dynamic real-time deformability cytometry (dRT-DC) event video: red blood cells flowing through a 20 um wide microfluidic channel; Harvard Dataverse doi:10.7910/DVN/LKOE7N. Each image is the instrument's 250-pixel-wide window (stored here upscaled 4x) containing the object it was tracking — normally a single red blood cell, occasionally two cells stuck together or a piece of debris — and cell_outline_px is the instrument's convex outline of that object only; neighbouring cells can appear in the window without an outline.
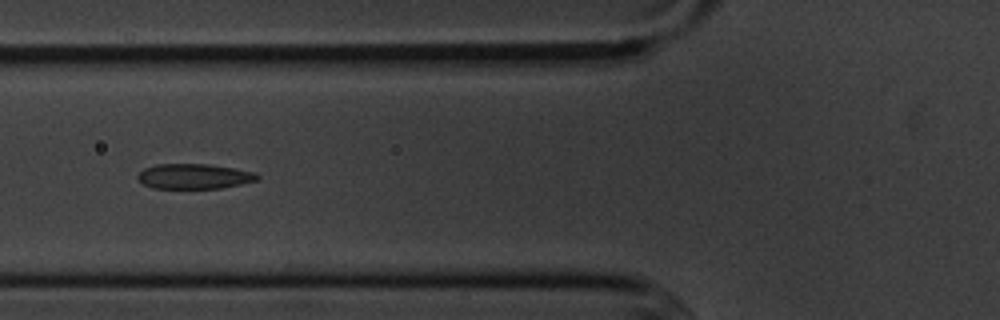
{"species": "common noctule bat (a hibernating species)", "species_latin": "Nyctalus noctula", "temperature_condition": "cold", "stored_images_in_passage": 6, "camera_frame_rate_fps": 3000, "um_per_image_px": 0.085, "animal": {"sex": "male", "body_mass_g": 20.1, "forearm_length_mm": 53.5}, "frame": {"image": 1, "passage_image": 5, "time_ms": 4.667, "image_size_px": [1000, 320], "cell_outline_px": [[260, 176], [256, 180], [240, 184], [220, 188], [152, 188], [144, 184], [136, 176], [144, 168], [156, 164], [208, 164], [256, 172]], "centroid_in_image_um": [16.49, 14.98], "position_along_channel_um": 109.3, "area_um2": 17.34}}
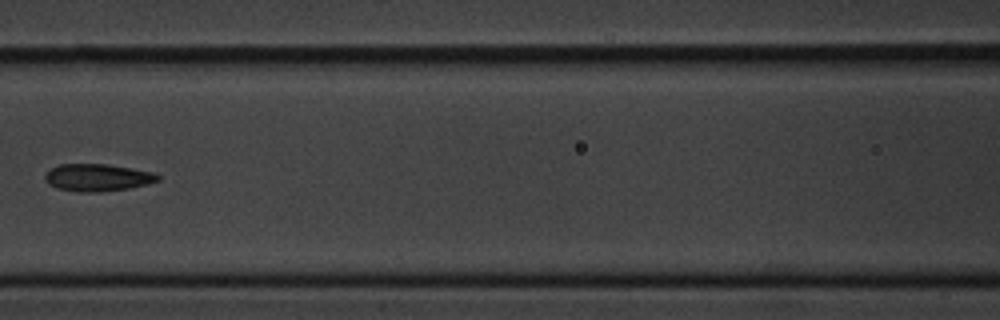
{"frame": {"image": 2, "passage_image": 6, "time_ms": 6.0, "image_size_px": [1000, 320], "cell_outline_px": [[160, 180], [148, 184], [128, 188], [100, 192], [80, 192], [56, 188], [48, 184], [44, 176], [44, 172], [48, 168], [60, 164], [104, 164], [132, 168], [156, 172], [160, 176]], "centroid_in_image_um": [8.27, 15.08], "position_along_channel_um": 158.3, "area_um2": 18.21}}